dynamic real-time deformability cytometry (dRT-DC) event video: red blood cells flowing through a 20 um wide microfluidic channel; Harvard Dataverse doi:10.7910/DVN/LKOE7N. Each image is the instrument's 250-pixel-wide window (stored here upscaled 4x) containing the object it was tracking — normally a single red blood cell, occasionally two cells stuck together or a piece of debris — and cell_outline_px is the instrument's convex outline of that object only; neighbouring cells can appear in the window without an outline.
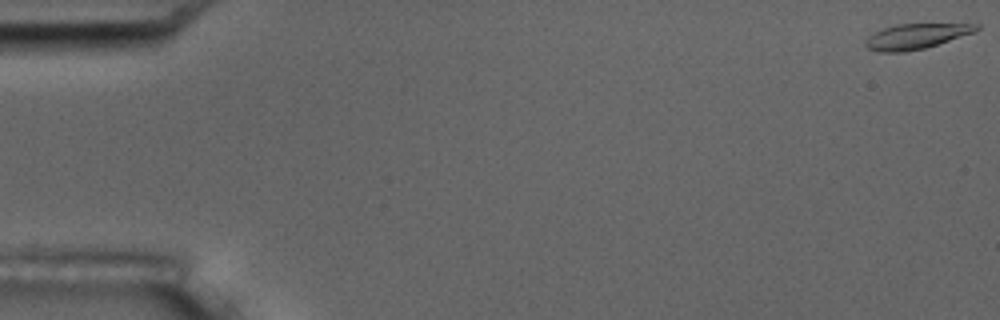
{"species": "common noctule bat (a hibernating species)", "species_latin": "Nyctalus noctula", "temperature_condition": "room temperature", "stored_images_in_passage": 6, "camera_frame_rate_fps": 3000, "um_per_image_px": 0.085, "animal": {"sex": "male", "body_mass_g": 17.5, "forearm_length_mm": 52.3}, "frame": {"image": 1, "passage_image": 1, "time_ms": 0.0, "image_size_px": [1000, 320], "cell_outline_px": [[980, 28], [976, 32], [924, 48], [904, 52], [880, 52], [868, 48], [864, 44], [864, 40], [868, 36], [884, 28], [896, 24], [980, 24]], "centroid_in_image_um": [77.87, 3.08], "position_along_channel_um": 7.1, "area_um2": 16.18}}
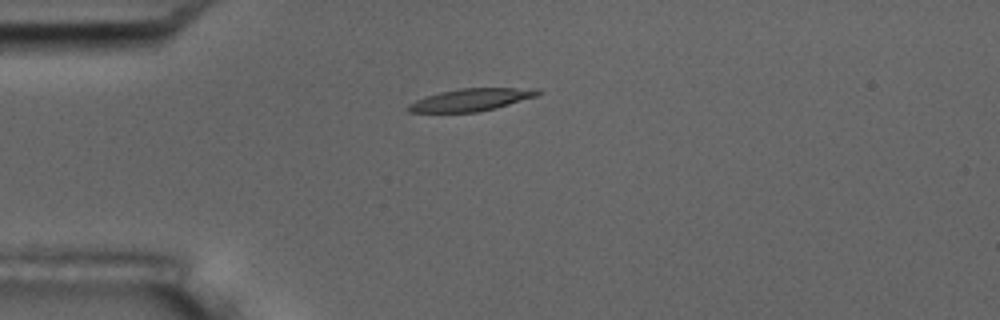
{"frame": {"image": 2, "passage_image": 5, "time_ms": 4.667, "image_size_px": [1000, 320], "cell_outline_px": [[544, 92], [536, 96], [508, 104], [476, 112], [408, 112], [404, 108], [408, 104], [416, 100], [440, 92], [460, 88], [536, 88]], "centroid_in_image_um": [40.01, 8.47], "position_along_channel_um": 45.0, "area_um2": 16.7}}